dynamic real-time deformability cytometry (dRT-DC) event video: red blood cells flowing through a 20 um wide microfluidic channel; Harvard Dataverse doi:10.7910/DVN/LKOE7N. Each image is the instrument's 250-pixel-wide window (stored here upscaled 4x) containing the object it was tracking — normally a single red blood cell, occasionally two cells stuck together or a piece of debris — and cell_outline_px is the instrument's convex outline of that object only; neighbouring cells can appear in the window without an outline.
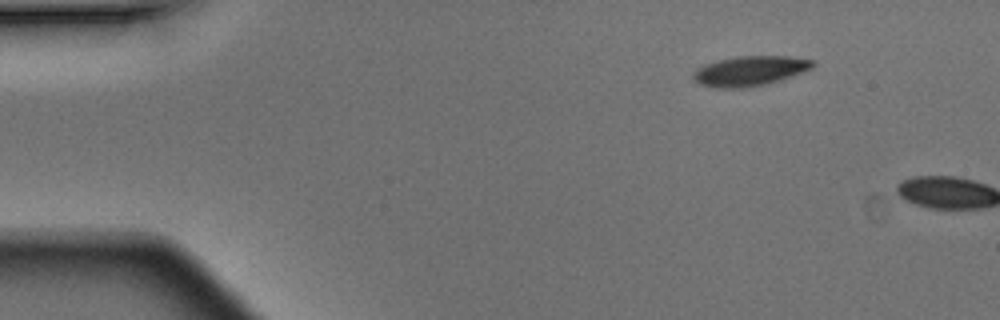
{"species": "Egyptian fruit bat (a non-hibernating species)", "species_latin": "Rousettus aegyptiacus", "temperature_condition": "warm", "stored_images_in_passage": 2, "camera_frame_rate_fps": 3000, "um_per_image_px": 0.085, "animal": {"sex": "male"}, "frame": {"image": 1, "passage_image": 1, "time_ms": 0.0, "image_size_px": [1000, 320], "cell_outline_px": [[816, 64], [812, 68], [764, 84], [744, 88], [716, 88], [700, 84], [692, 76], [692, 72], [696, 68], [704, 64], [736, 56], [788, 56], [816, 60]], "centroid_in_image_um": [63.7, 6.01], "position_along_channel_um": 21.3, "area_um2": 20.58}}